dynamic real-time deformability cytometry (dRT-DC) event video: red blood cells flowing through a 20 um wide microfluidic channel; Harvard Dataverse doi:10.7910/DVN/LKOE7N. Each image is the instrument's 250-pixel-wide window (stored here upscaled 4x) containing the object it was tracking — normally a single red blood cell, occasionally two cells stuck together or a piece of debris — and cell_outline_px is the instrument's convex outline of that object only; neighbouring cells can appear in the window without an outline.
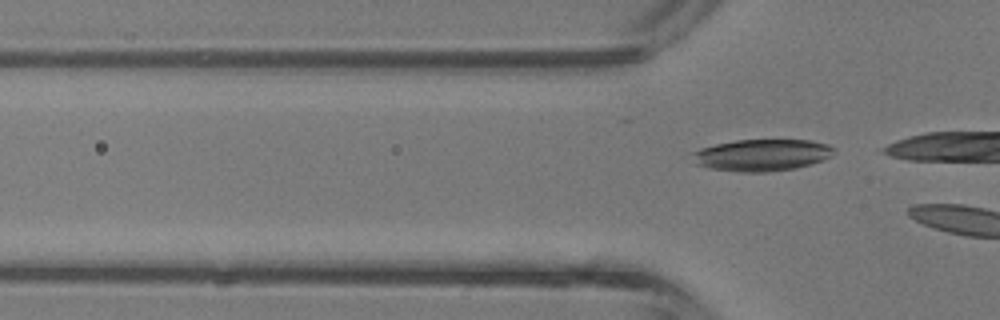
{"species": "common noctule bat (a hibernating species)", "species_latin": "Nyctalus noctula", "temperature_condition": "room temperature", "stored_images_in_passage": 4, "camera_frame_rate_fps": 3000, "um_per_image_px": 0.085, "animal": {"sex": "male", "body_mass_g": 13.3}, "frame": {"image": 1, "passage_image": 4, "time_ms": 1.0, "image_size_px": [1000, 320], "cell_outline_px": [[836, 152], [824, 160], [796, 168], [768, 172], [740, 172], [708, 168], [696, 164], [692, 152], [700, 148], [716, 144], [736, 140], [812, 140], [828, 144], [836, 148]], "centroid_in_image_um": [64.8, 13.18], "position_along_channel_um": 61.0, "area_um2": 26.36}}